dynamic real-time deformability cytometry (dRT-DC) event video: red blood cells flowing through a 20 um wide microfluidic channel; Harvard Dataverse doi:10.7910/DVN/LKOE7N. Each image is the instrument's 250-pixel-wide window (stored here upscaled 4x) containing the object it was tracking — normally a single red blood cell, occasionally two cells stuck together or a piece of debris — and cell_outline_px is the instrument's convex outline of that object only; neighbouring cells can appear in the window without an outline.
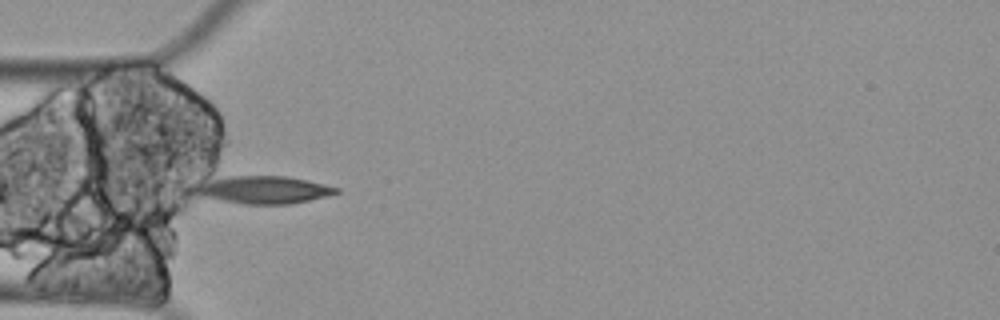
{"species": "Egyptian fruit bat (a non-hibernating species)", "species_latin": "Rousettus aegyptiacus", "temperature_condition": "cold", "stored_images_in_passage": 43, "camera_frame_rate_fps": 3000, "um_per_image_px": 0.085, "animal": {"sex": "female"}, "frame": {"image": 1, "passage_image": 1, "time_ms": 0.0, "image_size_px": [1000, 320], "cell_outline_px": [[340, 192], [328, 196], [292, 204], [244, 204], [200, 196], [200, 192], [208, 172], [288, 176], [324, 184], [340, 188]], "centroid_in_image_um": [22.35, 16.05], "position_along_channel_um": 62.6, "area_um2": 23.76}}
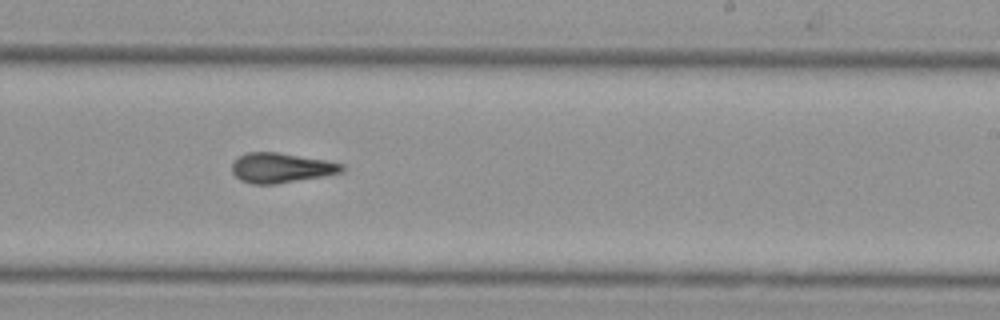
{"frame": {"image": 2, "passage_image": 19, "time_ms": 6.0, "image_size_px": [1000, 320], "cell_outline_px": [[348, 168], [344, 172], [324, 176], [276, 184], [252, 184], [240, 180], [232, 172], [232, 164], [240, 156], [248, 152], [276, 152], [324, 160], [344, 164]], "centroid_in_image_um": [23.94, 14.28], "position_along_channel_um": 265.1, "area_um2": 19.13}}
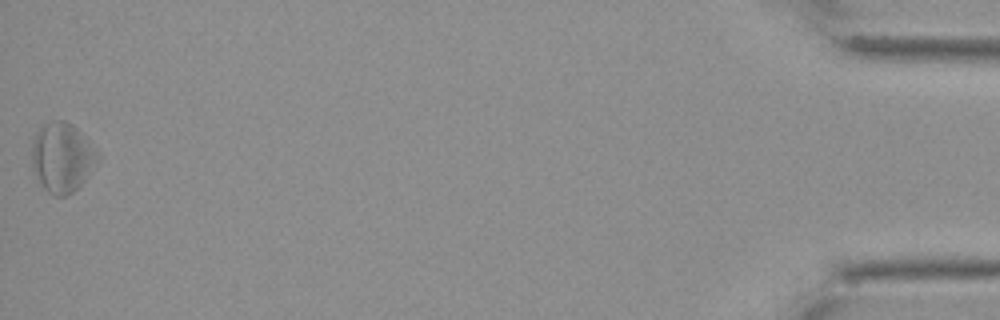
{"frame": {"image": 3, "passage_image": 43, "time_ms": 14.0, "image_size_px": [1000, 320], "cell_outline_px": [[100, 160], [84, 180], [68, 196], [52, 196], [44, 188], [36, 176], [32, 168], [32, 140], [40, 124], [52, 120], [64, 120], [72, 124], [96, 148], [100, 156]], "centroid_in_image_um": [5.27, 13.36], "position_along_channel_um": 429.9, "area_um2": 26.99}}